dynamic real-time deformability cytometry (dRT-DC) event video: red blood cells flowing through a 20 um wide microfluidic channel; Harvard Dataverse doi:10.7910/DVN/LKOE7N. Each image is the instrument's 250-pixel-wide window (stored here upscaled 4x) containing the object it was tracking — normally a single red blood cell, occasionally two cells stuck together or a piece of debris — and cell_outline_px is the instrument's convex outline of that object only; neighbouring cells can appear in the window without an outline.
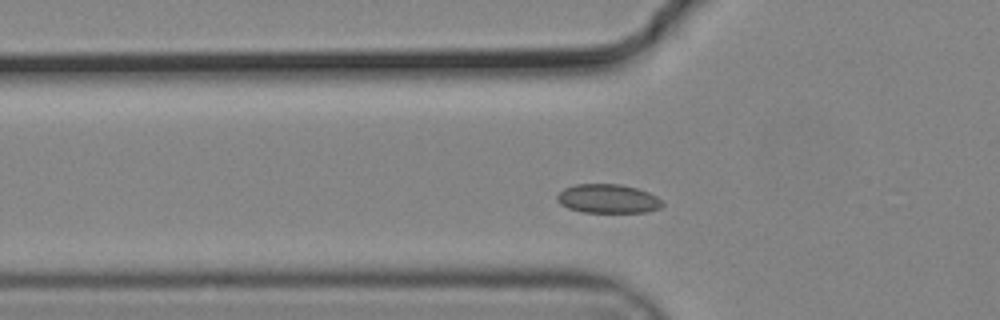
{"species": "common noctule bat (a hibernating species)", "species_latin": "Nyctalus noctula", "temperature_condition": "cold", "stored_images_in_passage": 47, "camera_frame_rate_fps": 3000, "um_per_image_px": 0.085, "animal": {"sex": "male", "body_mass_g": 19.2, "forearm_length_mm": 51.8}, "frame": {"image": 1, "passage_image": 9, "time_ms": 2.667, "image_size_px": [1000, 320], "cell_outline_px": [[664, 204], [660, 208], [648, 212], [584, 212], [568, 208], [560, 204], [556, 200], [556, 196], [564, 188], [576, 184], [620, 184], [636, 188], [648, 192], [656, 196]], "centroid_in_image_um": [51.66, 16.89], "position_along_channel_um": 74.1, "area_um2": 17.74}}
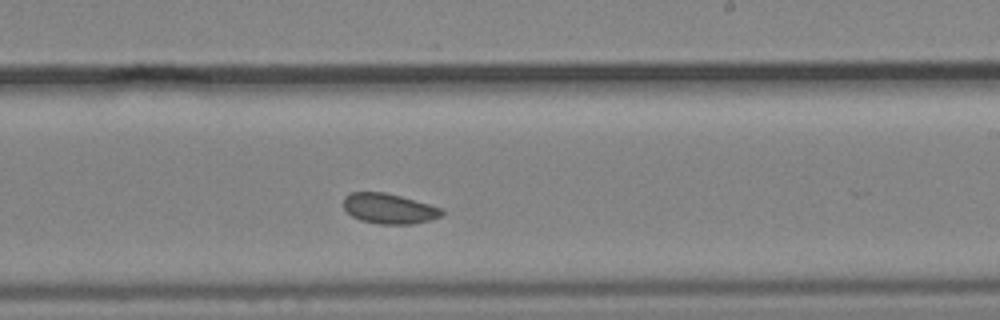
{"frame": {"image": 2, "passage_image": 24, "time_ms": 7.667, "image_size_px": [1000, 320], "cell_outline_px": [[444, 212], [440, 216], [432, 220], [412, 224], [380, 224], [360, 220], [352, 216], [344, 208], [344, 196], [352, 192], [384, 192], [400, 196], [428, 204], [440, 208]], "centroid_in_image_um": [33.05, 17.73], "position_along_channel_um": 256.0, "area_um2": 17.17}}
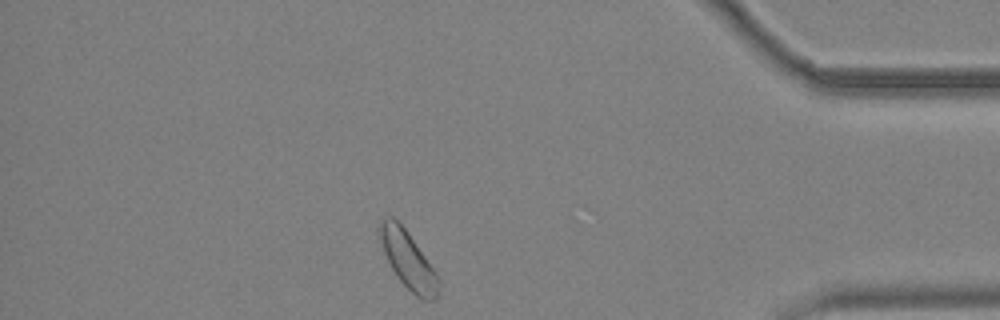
{"frame": {"image": 3, "passage_image": 39, "time_ms": 12.667, "image_size_px": [1000, 320], "cell_outline_px": [[440, 288], [436, 300], [424, 300], [416, 296], [396, 276], [384, 252], [376, 228], [380, 220], [388, 216], [392, 216], [404, 228], [436, 272], [440, 280]], "centroid_in_image_um": [34.68, 22.1], "position_along_channel_um": 400.5, "area_um2": 19.48}, "authors_computed_cell_mechanics": {"area_um2": 17.7446, "velocity_mm_per_s": 3.6299, "shape_relaxation_time_tau1_ms": null, "shape_relaxation_time_tau2_ms": 3.6516, "deformation_change_tau1": null, "deformation_change_tau2": 0.0463}}